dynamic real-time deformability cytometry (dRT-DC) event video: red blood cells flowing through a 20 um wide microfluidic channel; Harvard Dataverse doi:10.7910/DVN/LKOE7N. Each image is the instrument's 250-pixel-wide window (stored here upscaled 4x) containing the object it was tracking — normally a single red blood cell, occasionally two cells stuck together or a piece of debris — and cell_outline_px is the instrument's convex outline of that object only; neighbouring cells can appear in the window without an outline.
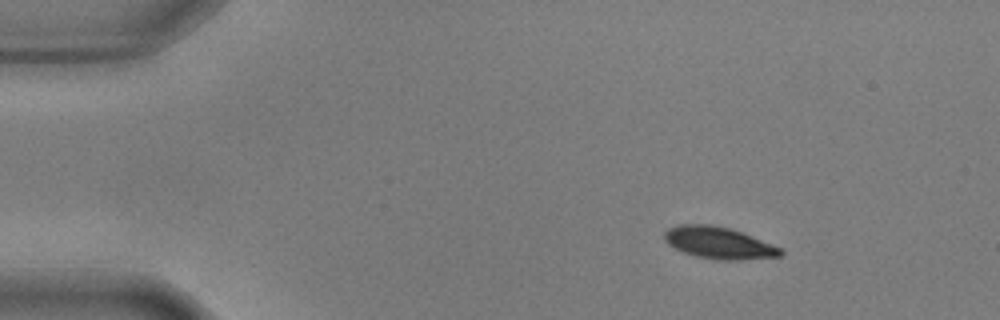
{"species": "common noctule bat (a hibernating species)", "species_latin": "Nyctalus noctula", "temperature_condition": "warm", "stored_images_in_passage": 49, "camera_frame_rate_fps": 3000, "um_per_image_px": 0.085, "animal": {"sex": "male", "body_mass_g": 17.9, "forearm_length_mm": 54.2}, "frame": {"image": 1, "passage_image": 1, "time_ms": 0.0, "image_size_px": [1000, 320], "cell_outline_px": [[784, 252], [780, 256], [740, 260], [720, 260], [696, 256], [684, 252], [668, 244], [664, 240], [664, 232], [668, 228], [680, 224], [712, 224], [728, 228], [740, 232], [780, 248]], "centroid_in_image_um": [61.05, 20.64], "position_along_channel_um": 24.0, "area_um2": 21.21}}
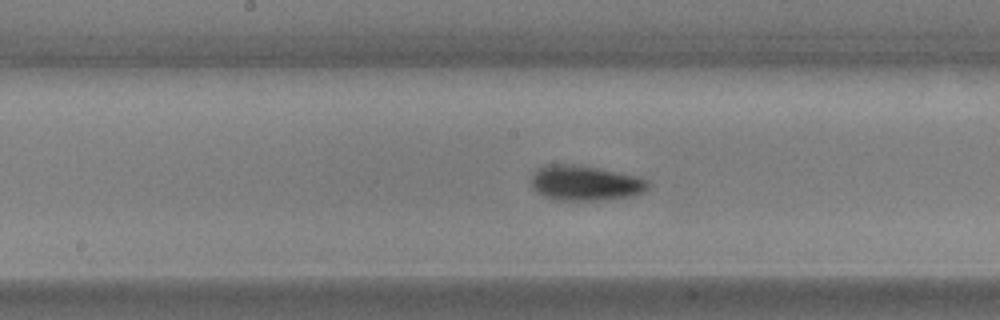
{"frame": {"image": 2, "passage_image": 22, "time_ms": 7.0, "image_size_px": [1000, 320], "cell_outline_px": [[652, 184], [644, 192], [636, 196], [608, 200], [552, 200], [536, 192], [532, 188], [532, 172], [536, 168], [544, 164], [572, 164], [596, 168], [636, 176], [648, 180]], "centroid_in_image_um": [49.74, 15.57], "position_along_channel_um": 198.5, "area_um2": 24.33}}
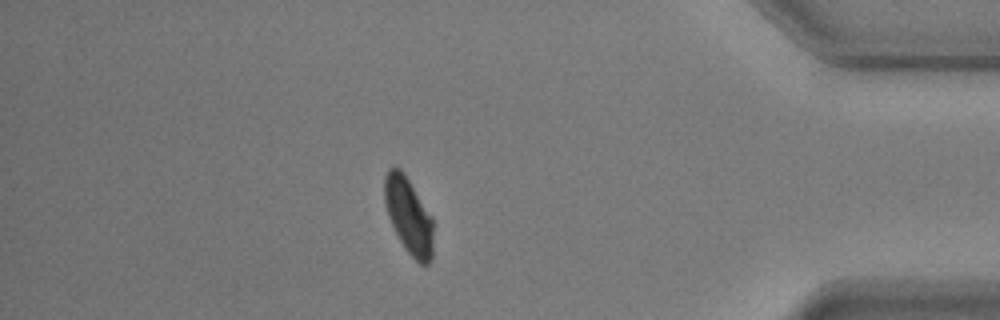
{"frame": {"image": 3, "passage_image": 42, "time_ms": 13.667, "image_size_px": [1000, 320], "cell_outline_px": [[432, 260], [428, 264], [420, 264], [404, 248], [388, 216], [384, 200], [384, 176], [388, 168], [400, 168], [404, 172], [432, 216]], "centroid_in_image_um": [34.73, 18.31], "position_along_channel_um": 400.5, "area_um2": 21.56}, "authors_computed_cell_mechanics": {"area_um2": 22.9466, "velocity_mm_per_s": 3.5778, "shape_relaxation_time_tau1_ms": 2.5386, "shape_relaxation_time_tau2_ms": null, "deformation_change_tau1": 0.1402, "deformation_change_tau2": null}}